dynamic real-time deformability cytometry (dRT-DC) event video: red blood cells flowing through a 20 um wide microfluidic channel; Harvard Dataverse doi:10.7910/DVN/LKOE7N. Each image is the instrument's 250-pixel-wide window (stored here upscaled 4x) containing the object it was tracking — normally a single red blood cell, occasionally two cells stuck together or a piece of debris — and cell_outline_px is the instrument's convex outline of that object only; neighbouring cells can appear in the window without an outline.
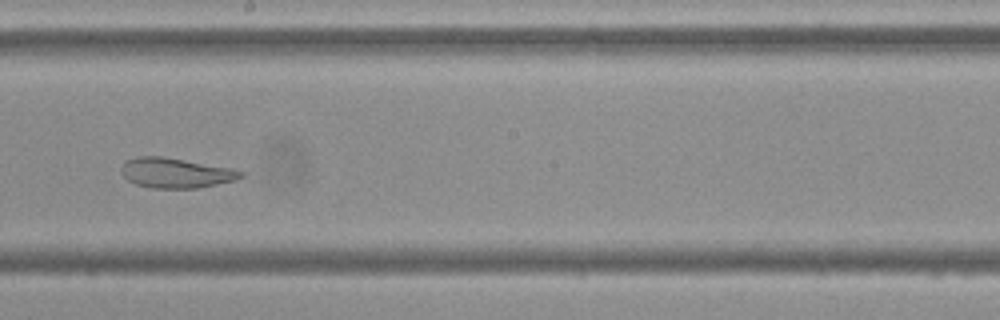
{"species": "Egyptian fruit bat (a non-hibernating species)", "species_latin": "Rousettus aegyptiacus", "temperature_condition": "cold", "stored_images_in_passage": 10, "camera_frame_rate_fps": 3000, "um_per_image_px": 0.085, "frame": {"image": 1, "passage_image": 9, "time_ms": 9.333, "image_size_px": [1000, 320], "cell_outline_px": [[244, 176], [236, 180], [196, 188], [152, 188], [136, 184], [128, 180], [120, 172], [120, 168], [124, 160], [136, 156], [164, 156], [232, 168], [244, 172]], "centroid_in_image_um": [14.91, 14.68], "position_along_channel_um": 233.3, "area_um2": 21.1}}